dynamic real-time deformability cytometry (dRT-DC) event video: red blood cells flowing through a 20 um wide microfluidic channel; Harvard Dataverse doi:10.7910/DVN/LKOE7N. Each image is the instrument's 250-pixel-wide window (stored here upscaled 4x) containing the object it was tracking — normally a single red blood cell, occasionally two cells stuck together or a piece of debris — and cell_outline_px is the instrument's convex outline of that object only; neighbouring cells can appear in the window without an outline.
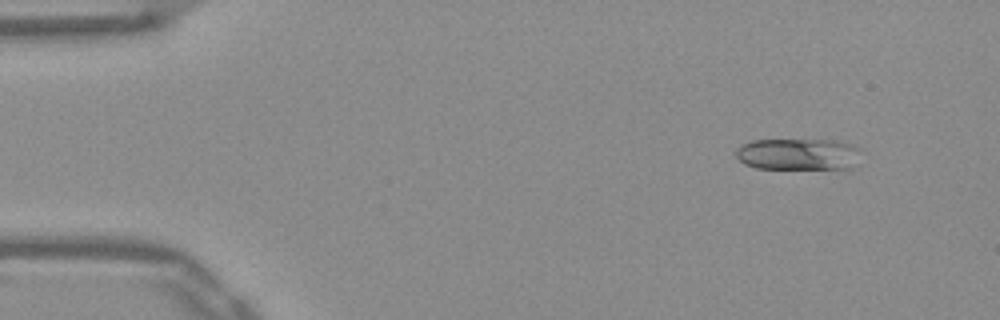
{"species": "Egyptian fruit bat (a non-hibernating species)", "species_latin": "Rousettus aegyptiacus", "temperature_condition": "warm", "stored_images_in_passage": 12, "camera_frame_rate_fps": 3000, "um_per_image_px": 0.085, "frame": {"image": 1, "passage_image": 1, "time_ms": 0.0, "image_size_px": [1000, 320], "cell_outline_px": [[860, 148], [856, 168], [756, 168], [744, 164], [736, 156], [736, 148], [740, 144], [752, 140], [836, 140], [852, 144]], "centroid_in_image_um": [67.85, 13.1], "position_along_channel_um": 17.1, "area_um2": 23.24}}